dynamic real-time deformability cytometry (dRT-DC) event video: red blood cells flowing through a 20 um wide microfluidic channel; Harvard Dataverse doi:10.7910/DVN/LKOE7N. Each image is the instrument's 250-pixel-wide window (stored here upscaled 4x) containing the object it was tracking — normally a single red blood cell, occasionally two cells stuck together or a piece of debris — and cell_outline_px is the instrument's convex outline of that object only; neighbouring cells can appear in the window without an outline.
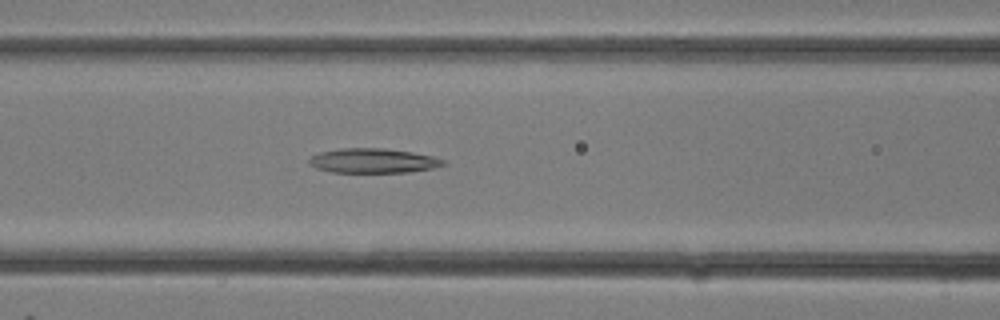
{"species": "common noctule bat (a hibernating species)", "species_latin": "Nyctalus noctula", "temperature_condition": "room temperature", "stored_images_in_passage": 28, "camera_frame_rate_fps": 3000, "um_per_image_px": 0.085, "animal": {"sex": "female"}, "frame": {"image": 1, "passage_image": 12, "time_ms": 3.667, "image_size_px": [1000, 320], "cell_outline_px": [[448, 164], [432, 168], [408, 172], [332, 172], [316, 168], [308, 164], [308, 160], [312, 156], [320, 152], [340, 148], [384, 148], [412, 152], [432, 156], [444, 160]], "centroid_in_image_um": [31.7, 13.66], "position_along_channel_um": 134.9, "area_um2": 19.19}}
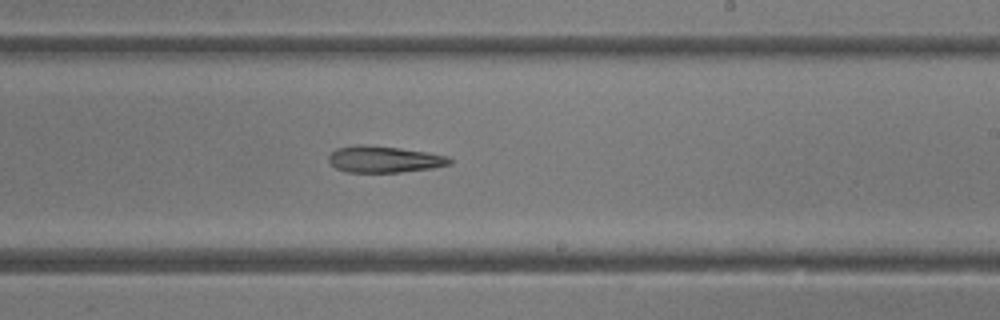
{"frame": {"image": 2, "passage_image": 17, "time_ms": 5.333, "image_size_px": [1000, 320], "cell_outline_px": [[452, 164], [432, 168], [400, 172], [348, 172], [336, 168], [328, 160], [328, 156], [336, 148], [356, 144], [364, 144], [400, 148], [448, 156], [452, 160]], "centroid_in_image_um": [32.64, 13.53], "position_along_channel_um": 256.4, "area_um2": 18.67}}
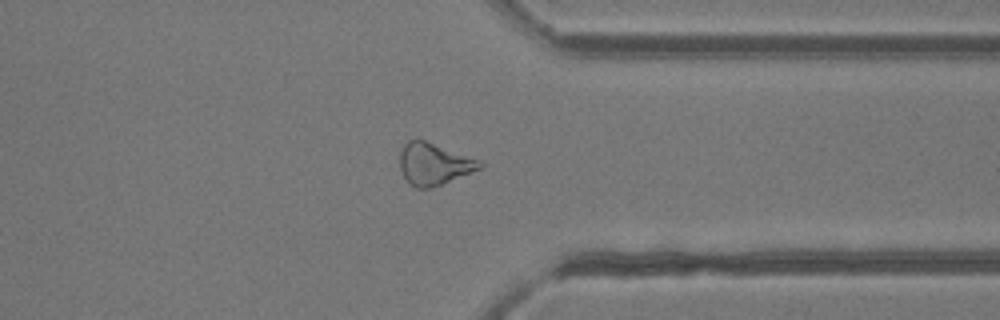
{"frame": {"image": 3, "passage_image": 22, "time_ms": 7.0, "image_size_px": [1000, 320], "cell_outline_px": [[484, 164], [480, 168], [432, 188], [416, 188], [404, 176], [400, 168], [400, 148], [408, 140], [424, 140], [484, 160]], "centroid_in_image_um": [36.91, 13.91], "position_along_channel_um": 374.5, "area_um2": 19.48}}